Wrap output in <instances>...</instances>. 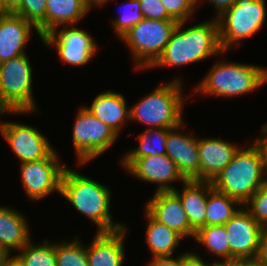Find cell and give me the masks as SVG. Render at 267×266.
<instances>
[{
    "instance_id": "8d00e7d4",
    "label": "cell",
    "mask_w": 267,
    "mask_h": 266,
    "mask_svg": "<svg viewBox=\"0 0 267 266\" xmlns=\"http://www.w3.org/2000/svg\"><path fill=\"white\" fill-rule=\"evenodd\" d=\"M199 1L201 0H196V5L199 4ZM208 3L213 4L214 9H216V13L214 18L219 17L223 12L228 10L230 7H232L235 3L236 0H206Z\"/></svg>"
},
{
    "instance_id": "4316f807",
    "label": "cell",
    "mask_w": 267,
    "mask_h": 266,
    "mask_svg": "<svg viewBox=\"0 0 267 266\" xmlns=\"http://www.w3.org/2000/svg\"><path fill=\"white\" fill-rule=\"evenodd\" d=\"M194 240L205 246L209 253L220 257L219 261H230V245L224 225L200 227Z\"/></svg>"
},
{
    "instance_id": "bcb514c9",
    "label": "cell",
    "mask_w": 267,
    "mask_h": 266,
    "mask_svg": "<svg viewBox=\"0 0 267 266\" xmlns=\"http://www.w3.org/2000/svg\"><path fill=\"white\" fill-rule=\"evenodd\" d=\"M10 266H20L17 261L16 258L14 256L10 257Z\"/></svg>"
},
{
    "instance_id": "cb8c5ba5",
    "label": "cell",
    "mask_w": 267,
    "mask_h": 266,
    "mask_svg": "<svg viewBox=\"0 0 267 266\" xmlns=\"http://www.w3.org/2000/svg\"><path fill=\"white\" fill-rule=\"evenodd\" d=\"M146 243L153 258L173 256L183 237L173 229L153 219L146 211Z\"/></svg>"
},
{
    "instance_id": "f546056e",
    "label": "cell",
    "mask_w": 267,
    "mask_h": 266,
    "mask_svg": "<svg viewBox=\"0 0 267 266\" xmlns=\"http://www.w3.org/2000/svg\"><path fill=\"white\" fill-rule=\"evenodd\" d=\"M46 0H22L21 6L14 14L31 22L42 39L46 35Z\"/></svg>"
},
{
    "instance_id": "836d02e7",
    "label": "cell",
    "mask_w": 267,
    "mask_h": 266,
    "mask_svg": "<svg viewBox=\"0 0 267 266\" xmlns=\"http://www.w3.org/2000/svg\"><path fill=\"white\" fill-rule=\"evenodd\" d=\"M143 17L152 20L176 21L166 11L161 0H139Z\"/></svg>"
},
{
    "instance_id": "ee69618b",
    "label": "cell",
    "mask_w": 267,
    "mask_h": 266,
    "mask_svg": "<svg viewBox=\"0 0 267 266\" xmlns=\"http://www.w3.org/2000/svg\"><path fill=\"white\" fill-rule=\"evenodd\" d=\"M11 255H9L0 245V264L3 263L6 259H8Z\"/></svg>"
},
{
    "instance_id": "f35d334b",
    "label": "cell",
    "mask_w": 267,
    "mask_h": 266,
    "mask_svg": "<svg viewBox=\"0 0 267 266\" xmlns=\"http://www.w3.org/2000/svg\"><path fill=\"white\" fill-rule=\"evenodd\" d=\"M148 266H180V256L176 258L173 256L152 258Z\"/></svg>"
},
{
    "instance_id": "f6af8a7d",
    "label": "cell",
    "mask_w": 267,
    "mask_h": 266,
    "mask_svg": "<svg viewBox=\"0 0 267 266\" xmlns=\"http://www.w3.org/2000/svg\"><path fill=\"white\" fill-rule=\"evenodd\" d=\"M248 266H265L261 264L257 259L256 260H248Z\"/></svg>"
},
{
    "instance_id": "b9f144b4",
    "label": "cell",
    "mask_w": 267,
    "mask_h": 266,
    "mask_svg": "<svg viewBox=\"0 0 267 266\" xmlns=\"http://www.w3.org/2000/svg\"><path fill=\"white\" fill-rule=\"evenodd\" d=\"M83 2L88 6V8L91 10V7L93 8L94 6H102L104 4H107L109 0H83Z\"/></svg>"
},
{
    "instance_id": "2e32d148",
    "label": "cell",
    "mask_w": 267,
    "mask_h": 266,
    "mask_svg": "<svg viewBox=\"0 0 267 266\" xmlns=\"http://www.w3.org/2000/svg\"><path fill=\"white\" fill-rule=\"evenodd\" d=\"M180 124L168 131L166 155L176 164L178 171L186 180L200 181V158L198 138L179 131L184 129Z\"/></svg>"
},
{
    "instance_id": "30bf717a",
    "label": "cell",
    "mask_w": 267,
    "mask_h": 266,
    "mask_svg": "<svg viewBox=\"0 0 267 266\" xmlns=\"http://www.w3.org/2000/svg\"><path fill=\"white\" fill-rule=\"evenodd\" d=\"M67 166L54 150L47 158L20 164L21 180L30 200H40L51 193L60 194L61 178Z\"/></svg>"
},
{
    "instance_id": "e575fe53",
    "label": "cell",
    "mask_w": 267,
    "mask_h": 266,
    "mask_svg": "<svg viewBox=\"0 0 267 266\" xmlns=\"http://www.w3.org/2000/svg\"><path fill=\"white\" fill-rule=\"evenodd\" d=\"M260 133L261 136L256 138L254 143L261 152L264 165V173L266 175L267 174V123L261 127Z\"/></svg>"
},
{
    "instance_id": "ac0fdd59",
    "label": "cell",
    "mask_w": 267,
    "mask_h": 266,
    "mask_svg": "<svg viewBox=\"0 0 267 266\" xmlns=\"http://www.w3.org/2000/svg\"><path fill=\"white\" fill-rule=\"evenodd\" d=\"M37 28L14 13L0 16V63L26 54V45Z\"/></svg>"
},
{
    "instance_id": "83f0119b",
    "label": "cell",
    "mask_w": 267,
    "mask_h": 266,
    "mask_svg": "<svg viewBox=\"0 0 267 266\" xmlns=\"http://www.w3.org/2000/svg\"><path fill=\"white\" fill-rule=\"evenodd\" d=\"M169 129L146 128L138 135L139 146L128 152L123 157H145L152 155H166V141Z\"/></svg>"
},
{
    "instance_id": "60d3db41",
    "label": "cell",
    "mask_w": 267,
    "mask_h": 266,
    "mask_svg": "<svg viewBox=\"0 0 267 266\" xmlns=\"http://www.w3.org/2000/svg\"><path fill=\"white\" fill-rule=\"evenodd\" d=\"M6 8L14 13L22 4V0H5Z\"/></svg>"
},
{
    "instance_id": "8fae6325",
    "label": "cell",
    "mask_w": 267,
    "mask_h": 266,
    "mask_svg": "<svg viewBox=\"0 0 267 266\" xmlns=\"http://www.w3.org/2000/svg\"><path fill=\"white\" fill-rule=\"evenodd\" d=\"M75 26H62L61 30H53L44 35L41 41L45 47L55 46L57 54L63 62L74 66H83L97 54L98 45L85 29Z\"/></svg>"
},
{
    "instance_id": "9c48e42d",
    "label": "cell",
    "mask_w": 267,
    "mask_h": 266,
    "mask_svg": "<svg viewBox=\"0 0 267 266\" xmlns=\"http://www.w3.org/2000/svg\"><path fill=\"white\" fill-rule=\"evenodd\" d=\"M72 136L78 165L86 164L107 151L119 137L86 108H79Z\"/></svg>"
},
{
    "instance_id": "7c38bea8",
    "label": "cell",
    "mask_w": 267,
    "mask_h": 266,
    "mask_svg": "<svg viewBox=\"0 0 267 266\" xmlns=\"http://www.w3.org/2000/svg\"><path fill=\"white\" fill-rule=\"evenodd\" d=\"M0 133L20 160V164L47 158L55 150L48 138L30 125L2 120Z\"/></svg>"
},
{
    "instance_id": "7dc6e473",
    "label": "cell",
    "mask_w": 267,
    "mask_h": 266,
    "mask_svg": "<svg viewBox=\"0 0 267 266\" xmlns=\"http://www.w3.org/2000/svg\"><path fill=\"white\" fill-rule=\"evenodd\" d=\"M0 266H10V257L1 263Z\"/></svg>"
},
{
    "instance_id": "74e56055",
    "label": "cell",
    "mask_w": 267,
    "mask_h": 266,
    "mask_svg": "<svg viewBox=\"0 0 267 266\" xmlns=\"http://www.w3.org/2000/svg\"><path fill=\"white\" fill-rule=\"evenodd\" d=\"M257 260L267 266V225L263 226L261 232L260 250Z\"/></svg>"
},
{
    "instance_id": "52a82bcc",
    "label": "cell",
    "mask_w": 267,
    "mask_h": 266,
    "mask_svg": "<svg viewBox=\"0 0 267 266\" xmlns=\"http://www.w3.org/2000/svg\"><path fill=\"white\" fill-rule=\"evenodd\" d=\"M177 24V21L144 18L120 38L129 47L135 69H150L163 53Z\"/></svg>"
},
{
    "instance_id": "d590c367",
    "label": "cell",
    "mask_w": 267,
    "mask_h": 266,
    "mask_svg": "<svg viewBox=\"0 0 267 266\" xmlns=\"http://www.w3.org/2000/svg\"><path fill=\"white\" fill-rule=\"evenodd\" d=\"M190 252L180 255V266H209L210 262L202 259L197 252Z\"/></svg>"
},
{
    "instance_id": "9a60e30c",
    "label": "cell",
    "mask_w": 267,
    "mask_h": 266,
    "mask_svg": "<svg viewBox=\"0 0 267 266\" xmlns=\"http://www.w3.org/2000/svg\"><path fill=\"white\" fill-rule=\"evenodd\" d=\"M153 197L144 207L156 221L173 229L183 238H193L195 230L190 226L179 197L173 191H154Z\"/></svg>"
},
{
    "instance_id": "4fadbf2b",
    "label": "cell",
    "mask_w": 267,
    "mask_h": 266,
    "mask_svg": "<svg viewBox=\"0 0 267 266\" xmlns=\"http://www.w3.org/2000/svg\"><path fill=\"white\" fill-rule=\"evenodd\" d=\"M122 166L133 177L157 184V191H173L171 182L186 179L178 171L176 164L167 155H152L145 157H122Z\"/></svg>"
},
{
    "instance_id": "6da1fadb",
    "label": "cell",
    "mask_w": 267,
    "mask_h": 266,
    "mask_svg": "<svg viewBox=\"0 0 267 266\" xmlns=\"http://www.w3.org/2000/svg\"><path fill=\"white\" fill-rule=\"evenodd\" d=\"M185 23L178 22L163 53L150 68L179 67L224 53L216 18L189 28H183Z\"/></svg>"
},
{
    "instance_id": "f1b7e54d",
    "label": "cell",
    "mask_w": 267,
    "mask_h": 266,
    "mask_svg": "<svg viewBox=\"0 0 267 266\" xmlns=\"http://www.w3.org/2000/svg\"><path fill=\"white\" fill-rule=\"evenodd\" d=\"M78 236L71 241L55 242L57 266H89L86 247L80 243Z\"/></svg>"
},
{
    "instance_id": "7402d4cb",
    "label": "cell",
    "mask_w": 267,
    "mask_h": 266,
    "mask_svg": "<svg viewBox=\"0 0 267 266\" xmlns=\"http://www.w3.org/2000/svg\"><path fill=\"white\" fill-rule=\"evenodd\" d=\"M30 234L28 220L22 213L0 206V245L9 255L13 250H21L31 240Z\"/></svg>"
},
{
    "instance_id": "d6986e66",
    "label": "cell",
    "mask_w": 267,
    "mask_h": 266,
    "mask_svg": "<svg viewBox=\"0 0 267 266\" xmlns=\"http://www.w3.org/2000/svg\"><path fill=\"white\" fill-rule=\"evenodd\" d=\"M126 226L112 232H97L86 246L89 266H123Z\"/></svg>"
},
{
    "instance_id": "ffe728a7",
    "label": "cell",
    "mask_w": 267,
    "mask_h": 266,
    "mask_svg": "<svg viewBox=\"0 0 267 266\" xmlns=\"http://www.w3.org/2000/svg\"><path fill=\"white\" fill-rule=\"evenodd\" d=\"M125 98L119 92L107 90L96 95L91 106L85 108L119 136L125 122L130 121V107Z\"/></svg>"
},
{
    "instance_id": "8992f818",
    "label": "cell",
    "mask_w": 267,
    "mask_h": 266,
    "mask_svg": "<svg viewBox=\"0 0 267 266\" xmlns=\"http://www.w3.org/2000/svg\"><path fill=\"white\" fill-rule=\"evenodd\" d=\"M32 66L27 54L0 63V111L4 114L37 112L33 97Z\"/></svg>"
},
{
    "instance_id": "5bb4252c",
    "label": "cell",
    "mask_w": 267,
    "mask_h": 266,
    "mask_svg": "<svg viewBox=\"0 0 267 266\" xmlns=\"http://www.w3.org/2000/svg\"><path fill=\"white\" fill-rule=\"evenodd\" d=\"M224 227L230 245V261L256 260L263 226L254 220L249 211L242 206Z\"/></svg>"
},
{
    "instance_id": "3957f363",
    "label": "cell",
    "mask_w": 267,
    "mask_h": 266,
    "mask_svg": "<svg viewBox=\"0 0 267 266\" xmlns=\"http://www.w3.org/2000/svg\"><path fill=\"white\" fill-rule=\"evenodd\" d=\"M265 177L261 152L253 142L246 148L241 146L211 183L214 189L244 205L261 187Z\"/></svg>"
},
{
    "instance_id": "603a6c76",
    "label": "cell",
    "mask_w": 267,
    "mask_h": 266,
    "mask_svg": "<svg viewBox=\"0 0 267 266\" xmlns=\"http://www.w3.org/2000/svg\"><path fill=\"white\" fill-rule=\"evenodd\" d=\"M46 34L75 25L89 12L83 0H46Z\"/></svg>"
},
{
    "instance_id": "d4e9b609",
    "label": "cell",
    "mask_w": 267,
    "mask_h": 266,
    "mask_svg": "<svg viewBox=\"0 0 267 266\" xmlns=\"http://www.w3.org/2000/svg\"><path fill=\"white\" fill-rule=\"evenodd\" d=\"M242 206L238 200L212 187L207 198L206 226L224 225Z\"/></svg>"
},
{
    "instance_id": "5b68a950",
    "label": "cell",
    "mask_w": 267,
    "mask_h": 266,
    "mask_svg": "<svg viewBox=\"0 0 267 266\" xmlns=\"http://www.w3.org/2000/svg\"><path fill=\"white\" fill-rule=\"evenodd\" d=\"M182 83L181 78H175L155 87V90L130 107V121L162 129H172L184 123Z\"/></svg>"
},
{
    "instance_id": "e0dca14e",
    "label": "cell",
    "mask_w": 267,
    "mask_h": 266,
    "mask_svg": "<svg viewBox=\"0 0 267 266\" xmlns=\"http://www.w3.org/2000/svg\"><path fill=\"white\" fill-rule=\"evenodd\" d=\"M239 148L219 138H199L200 181L212 182L232 161Z\"/></svg>"
},
{
    "instance_id": "44dd1931",
    "label": "cell",
    "mask_w": 267,
    "mask_h": 266,
    "mask_svg": "<svg viewBox=\"0 0 267 266\" xmlns=\"http://www.w3.org/2000/svg\"><path fill=\"white\" fill-rule=\"evenodd\" d=\"M211 188V182L186 180L182 191L177 188L173 190L182 203L190 226L195 231L206 226L207 198Z\"/></svg>"
},
{
    "instance_id": "7bdbcfd3",
    "label": "cell",
    "mask_w": 267,
    "mask_h": 266,
    "mask_svg": "<svg viewBox=\"0 0 267 266\" xmlns=\"http://www.w3.org/2000/svg\"><path fill=\"white\" fill-rule=\"evenodd\" d=\"M11 14V12L6 8L5 0H0V16Z\"/></svg>"
},
{
    "instance_id": "ba28073f",
    "label": "cell",
    "mask_w": 267,
    "mask_h": 266,
    "mask_svg": "<svg viewBox=\"0 0 267 266\" xmlns=\"http://www.w3.org/2000/svg\"><path fill=\"white\" fill-rule=\"evenodd\" d=\"M266 0H236L219 17V42L223 52L261 30L266 18Z\"/></svg>"
},
{
    "instance_id": "ab89813d",
    "label": "cell",
    "mask_w": 267,
    "mask_h": 266,
    "mask_svg": "<svg viewBox=\"0 0 267 266\" xmlns=\"http://www.w3.org/2000/svg\"><path fill=\"white\" fill-rule=\"evenodd\" d=\"M209 266H248V260L214 261Z\"/></svg>"
},
{
    "instance_id": "4dcf8cb0",
    "label": "cell",
    "mask_w": 267,
    "mask_h": 266,
    "mask_svg": "<svg viewBox=\"0 0 267 266\" xmlns=\"http://www.w3.org/2000/svg\"><path fill=\"white\" fill-rule=\"evenodd\" d=\"M125 4L128 7L127 11L124 10L122 15L120 14L121 16L113 19L112 21V27L118 38H121L134 25L144 19L139 0H128Z\"/></svg>"
},
{
    "instance_id": "7a4b0ae2",
    "label": "cell",
    "mask_w": 267,
    "mask_h": 266,
    "mask_svg": "<svg viewBox=\"0 0 267 266\" xmlns=\"http://www.w3.org/2000/svg\"><path fill=\"white\" fill-rule=\"evenodd\" d=\"M100 183L66 167L61 178L60 195L71 203L77 212L93 221L97 225V232L122 229L126 225L112 219L111 191Z\"/></svg>"
},
{
    "instance_id": "1f68e13d",
    "label": "cell",
    "mask_w": 267,
    "mask_h": 266,
    "mask_svg": "<svg viewBox=\"0 0 267 266\" xmlns=\"http://www.w3.org/2000/svg\"><path fill=\"white\" fill-rule=\"evenodd\" d=\"M261 226L267 225V178L261 187L243 205Z\"/></svg>"
},
{
    "instance_id": "277c9868",
    "label": "cell",
    "mask_w": 267,
    "mask_h": 266,
    "mask_svg": "<svg viewBox=\"0 0 267 266\" xmlns=\"http://www.w3.org/2000/svg\"><path fill=\"white\" fill-rule=\"evenodd\" d=\"M267 83V67L234 62H215L196 85L194 95L232 97L249 94Z\"/></svg>"
},
{
    "instance_id": "484cf974",
    "label": "cell",
    "mask_w": 267,
    "mask_h": 266,
    "mask_svg": "<svg viewBox=\"0 0 267 266\" xmlns=\"http://www.w3.org/2000/svg\"><path fill=\"white\" fill-rule=\"evenodd\" d=\"M14 257L20 266H57L55 242L49 240L39 244L30 240Z\"/></svg>"
},
{
    "instance_id": "d6a6232c",
    "label": "cell",
    "mask_w": 267,
    "mask_h": 266,
    "mask_svg": "<svg viewBox=\"0 0 267 266\" xmlns=\"http://www.w3.org/2000/svg\"><path fill=\"white\" fill-rule=\"evenodd\" d=\"M167 13L177 22L190 19L196 12V0H161Z\"/></svg>"
}]
</instances>
